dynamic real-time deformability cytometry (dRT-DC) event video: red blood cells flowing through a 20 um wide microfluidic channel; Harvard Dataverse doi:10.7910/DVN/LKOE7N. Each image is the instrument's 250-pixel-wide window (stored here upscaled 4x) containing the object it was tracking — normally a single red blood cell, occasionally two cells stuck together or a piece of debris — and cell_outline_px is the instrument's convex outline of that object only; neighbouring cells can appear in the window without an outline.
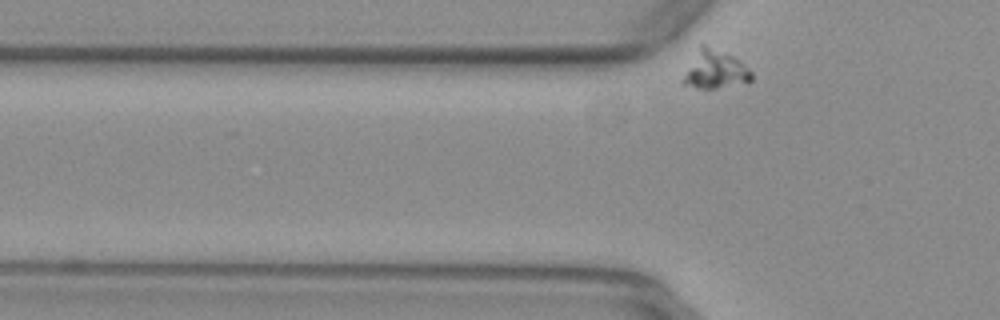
{"species": "common noctule bat (a hibernating species)", "species_latin": "Nyctalus noctula", "temperature_condition": "warm", "stored_images_in_passage": 31, "camera_frame_rate_fps": 3000, "um_per_image_px": 0.085, "animal": {"sex": "female", "body_mass_g": 29.2, "forearm_length_mm": 56.3}, "frame": {"image": 1, "passage_image": 2, "time_ms": 0.333, "image_size_px": [1000, 320], "cell_outline_px": [[752, 80], [748, 84], [716, 88], [696, 88], [680, 84], [680, 80], [700, 44], [704, 44], [732, 56], [740, 60], [752, 72]], "centroid_in_image_um": [60.78, 5.95], "position_along_channel_um": 65.0, "area_um2": 15.49}}
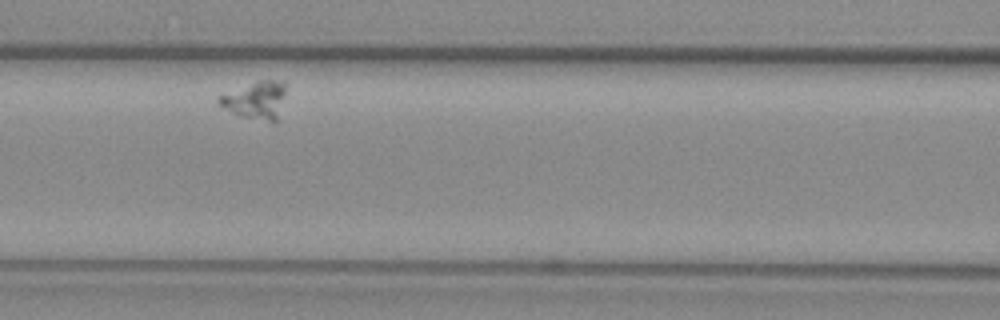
{"frame": {"image": 2, "passage_image": 10, "time_ms": 3.0, "image_size_px": [1000, 320], "cell_outline_px": [[288, 84], [276, 124], [240, 116], [216, 104], [216, 100], [220, 96], [260, 80], [284, 80]], "centroid_in_image_um": [21.8, 8.53], "position_along_channel_um": 144.8, "area_um2": 14.8}}
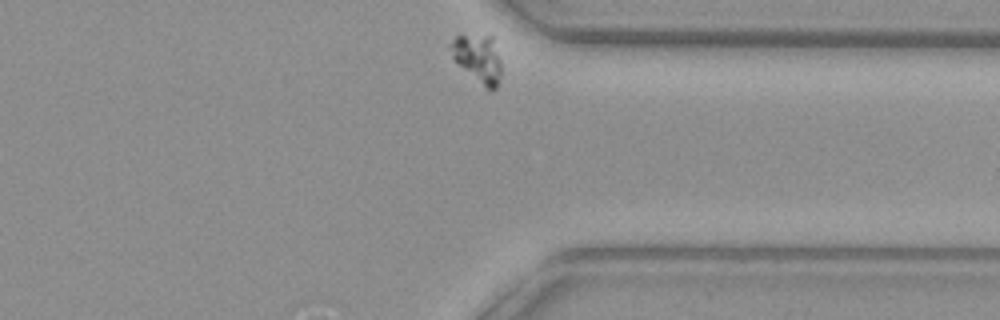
{"frame": {"image": 3, "passage_image": 31, "time_ms": 10.0, "image_size_px": [1000, 320], "cell_outline_px": [[500, 76], [496, 88], [488, 88], [460, 64], [452, 56], [448, 48], [448, 44], [456, 36], [492, 36], [500, 60]], "centroid_in_image_um": [40.61, 4.91], "position_along_channel_um": 370.8, "area_um2": 13.35}}